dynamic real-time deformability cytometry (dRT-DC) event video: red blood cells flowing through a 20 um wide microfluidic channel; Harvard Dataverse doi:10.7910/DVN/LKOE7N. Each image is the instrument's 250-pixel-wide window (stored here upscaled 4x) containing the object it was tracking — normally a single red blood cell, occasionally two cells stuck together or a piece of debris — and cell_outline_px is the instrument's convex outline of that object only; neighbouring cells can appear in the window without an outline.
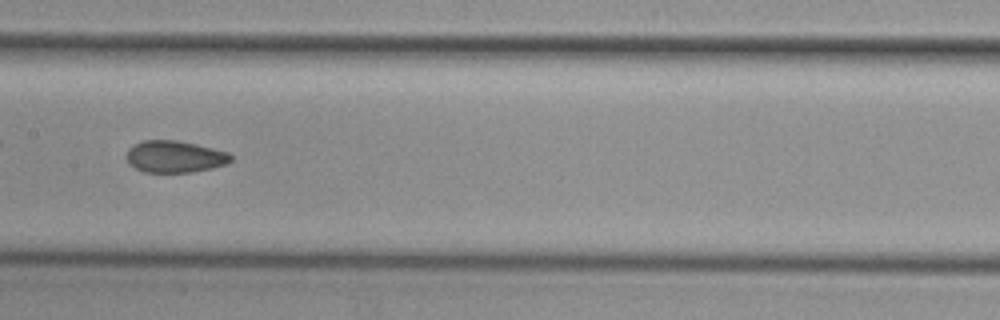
{"species": "common noctule bat (a hibernating species)", "species_latin": "Nyctalus noctula", "temperature_condition": "cold", "stored_images_in_passage": 39, "camera_frame_rate_fps": 3000, "um_per_image_px": 0.085, "animal": {"sex": "female", "body_mass_g": 29.2, "forearm_length_mm": 56.3}, "frame": {"image": 1, "passage_image": 12, "time_ms": 3.667, "image_size_px": [1000, 320], "cell_outline_px": [[232, 160], [228, 164], [212, 168], [192, 172], [144, 172], [128, 164], [124, 156], [128, 148], [144, 140], [176, 140], [196, 144], [228, 152], [232, 156]], "centroid_in_image_um": [14.84, 13.32], "position_along_channel_um": 192.6, "area_um2": 19.54}, "authors_computed_cell_mechanics": {"area_um2": 19.8254, "velocity_mm_per_s": 3.817, "shape_relaxation_time_tau1_ms": null, "shape_relaxation_time_tau2_ms": 3.897, "deformation_change_tau1": null, "deformation_change_tau2": 0.0926}}